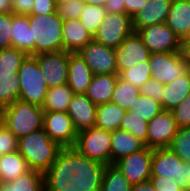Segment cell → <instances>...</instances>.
I'll use <instances>...</instances> for the list:
<instances>
[{"label":"cell","instance_id":"obj_1","mask_svg":"<svg viewBox=\"0 0 190 191\" xmlns=\"http://www.w3.org/2000/svg\"><path fill=\"white\" fill-rule=\"evenodd\" d=\"M105 168L74 147L62 148L44 173L45 191H100Z\"/></svg>","mask_w":190,"mask_h":191},{"label":"cell","instance_id":"obj_2","mask_svg":"<svg viewBox=\"0 0 190 191\" xmlns=\"http://www.w3.org/2000/svg\"><path fill=\"white\" fill-rule=\"evenodd\" d=\"M62 148L56 141L49 138L43 128L18 140V152L26 160L29 169L43 174L51 167Z\"/></svg>","mask_w":190,"mask_h":191},{"label":"cell","instance_id":"obj_3","mask_svg":"<svg viewBox=\"0 0 190 191\" xmlns=\"http://www.w3.org/2000/svg\"><path fill=\"white\" fill-rule=\"evenodd\" d=\"M32 33V55L63 50V20L56 13L27 15Z\"/></svg>","mask_w":190,"mask_h":191},{"label":"cell","instance_id":"obj_4","mask_svg":"<svg viewBox=\"0 0 190 191\" xmlns=\"http://www.w3.org/2000/svg\"><path fill=\"white\" fill-rule=\"evenodd\" d=\"M43 114L42 107L18 99L0 110V120L19 139L43 128Z\"/></svg>","mask_w":190,"mask_h":191},{"label":"cell","instance_id":"obj_5","mask_svg":"<svg viewBox=\"0 0 190 191\" xmlns=\"http://www.w3.org/2000/svg\"><path fill=\"white\" fill-rule=\"evenodd\" d=\"M20 81L19 100L42 107L48 87L34 55H28L17 73Z\"/></svg>","mask_w":190,"mask_h":191},{"label":"cell","instance_id":"obj_6","mask_svg":"<svg viewBox=\"0 0 190 191\" xmlns=\"http://www.w3.org/2000/svg\"><path fill=\"white\" fill-rule=\"evenodd\" d=\"M74 148L82 155L111 165V132L98 127L78 132Z\"/></svg>","mask_w":190,"mask_h":191},{"label":"cell","instance_id":"obj_7","mask_svg":"<svg viewBox=\"0 0 190 191\" xmlns=\"http://www.w3.org/2000/svg\"><path fill=\"white\" fill-rule=\"evenodd\" d=\"M134 32L132 18L125 13H106L94 40L115 49Z\"/></svg>","mask_w":190,"mask_h":191},{"label":"cell","instance_id":"obj_8","mask_svg":"<svg viewBox=\"0 0 190 191\" xmlns=\"http://www.w3.org/2000/svg\"><path fill=\"white\" fill-rule=\"evenodd\" d=\"M148 62L151 67V78L164 85L182 76L190 69L183 60L180 51L150 53Z\"/></svg>","mask_w":190,"mask_h":191},{"label":"cell","instance_id":"obj_9","mask_svg":"<svg viewBox=\"0 0 190 191\" xmlns=\"http://www.w3.org/2000/svg\"><path fill=\"white\" fill-rule=\"evenodd\" d=\"M78 54L94 75L117 74L115 50L92 39Z\"/></svg>","mask_w":190,"mask_h":191},{"label":"cell","instance_id":"obj_10","mask_svg":"<svg viewBox=\"0 0 190 191\" xmlns=\"http://www.w3.org/2000/svg\"><path fill=\"white\" fill-rule=\"evenodd\" d=\"M43 129L61 147H74L78 132L67 112H44Z\"/></svg>","mask_w":190,"mask_h":191},{"label":"cell","instance_id":"obj_11","mask_svg":"<svg viewBox=\"0 0 190 191\" xmlns=\"http://www.w3.org/2000/svg\"><path fill=\"white\" fill-rule=\"evenodd\" d=\"M150 53L180 51L181 40L166 23L144 27L136 32Z\"/></svg>","mask_w":190,"mask_h":191},{"label":"cell","instance_id":"obj_12","mask_svg":"<svg viewBox=\"0 0 190 191\" xmlns=\"http://www.w3.org/2000/svg\"><path fill=\"white\" fill-rule=\"evenodd\" d=\"M115 165L132 184L148 181L151 177L152 148L145 147L115 162Z\"/></svg>","mask_w":190,"mask_h":191},{"label":"cell","instance_id":"obj_13","mask_svg":"<svg viewBox=\"0 0 190 191\" xmlns=\"http://www.w3.org/2000/svg\"><path fill=\"white\" fill-rule=\"evenodd\" d=\"M69 55L64 50L34 55L48 88L67 83Z\"/></svg>","mask_w":190,"mask_h":191},{"label":"cell","instance_id":"obj_14","mask_svg":"<svg viewBox=\"0 0 190 191\" xmlns=\"http://www.w3.org/2000/svg\"><path fill=\"white\" fill-rule=\"evenodd\" d=\"M178 128L173 113L161 110L148 122L147 147L152 149L169 147Z\"/></svg>","mask_w":190,"mask_h":191},{"label":"cell","instance_id":"obj_15","mask_svg":"<svg viewBox=\"0 0 190 191\" xmlns=\"http://www.w3.org/2000/svg\"><path fill=\"white\" fill-rule=\"evenodd\" d=\"M117 74L132 68L141 62L148 61L149 49L144 45L140 36L133 32L115 49Z\"/></svg>","mask_w":190,"mask_h":191},{"label":"cell","instance_id":"obj_16","mask_svg":"<svg viewBox=\"0 0 190 191\" xmlns=\"http://www.w3.org/2000/svg\"><path fill=\"white\" fill-rule=\"evenodd\" d=\"M95 105L85 94H75L69 104L67 113L77 132L95 127Z\"/></svg>","mask_w":190,"mask_h":191},{"label":"cell","instance_id":"obj_17","mask_svg":"<svg viewBox=\"0 0 190 191\" xmlns=\"http://www.w3.org/2000/svg\"><path fill=\"white\" fill-rule=\"evenodd\" d=\"M172 0H148L145 7L132 17L134 32L144 27L165 23Z\"/></svg>","mask_w":190,"mask_h":191},{"label":"cell","instance_id":"obj_18","mask_svg":"<svg viewBox=\"0 0 190 191\" xmlns=\"http://www.w3.org/2000/svg\"><path fill=\"white\" fill-rule=\"evenodd\" d=\"M182 160L169 147L152 149L151 176L174 178L178 184L179 164Z\"/></svg>","mask_w":190,"mask_h":191},{"label":"cell","instance_id":"obj_19","mask_svg":"<svg viewBox=\"0 0 190 191\" xmlns=\"http://www.w3.org/2000/svg\"><path fill=\"white\" fill-rule=\"evenodd\" d=\"M93 75L78 53H70L67 84L74 94H85Z\"/></svg>","mask_w":190,"mask_h":191},{"label":"cell","instance_id":"obj_20","mask_svg":"<svg viewBox=\"0 0 190 191\" xmlns=\"http://www.w3.org/2000/svg\"><path fill=\"white\" fill-rule=\"evenodd\" d=\"M63 50L78 53L93 38L82 25L80 19L65 20L62 29Z\"/></svg>","mask_w":190,"mask_h":191},{"label":"cell","instance_id":"obj_21","mask_svg":"<svg viewBox=\"0 0 190 191\" xmlns=\"http://www.w3.org/2000/svg\"><path fill=\"white\" fill-rule=\"evenodd\" d=\"M165 23L180 40L184 39L190 31V0H172Z\"/></svg>","mask_w":190,"mask_h":191},{"label":"cell","instance_id":"obj_22","mask_svg":"<svg viewBox=\"0 0 190 191\" xmlns=\"http://www.w3.org/2000/svg\"><path fill=\"white\" fill-rule=\"evenodd\" d=\"M145 144L132 134L121 129L111 132V164L129 154L144 149Z\"/></svg>","mask_w":190,"mask_h":191},{"label":"cell","instance_id":"obj_23","mask_svg":"<svg viewBox=\"0 0 190 191\" xmlns=\"http://www.w3.org/2000/svg\"><path fill=\"white\" fill-rule=\"evenodd\" d=\"M119 75H93L85 95L95 104L111 102Z\"/></svg>","mask_w":190,"mask_h":191},{"label":"cell","instance_id":"obj_24","mask_svg":"<svg viewBox=\"0 0 190 191\" xmlns=\"http://www.w3.org/2000/svg\"><path fill=\"white\" fill-rule=\"evenodd\" d=\"M190 94V69L182 76L164 85L162 110H173Z\"/></svg>","mask_w":190,"mask_h":191},{"label":"cell","instance_id":"obj_25","mask_svg":"<svg viewBox=\"0 0 190 191\" xmlns=\"http://www.w3.org/2000/svg\"><path fill=\"white\" fill-rule=\"evenodd\" d=\"M126 110L113 102L97 105L95 126L109 132L120 128Z\"/></svg>","mask_w":190,"mask_h":191},{"label":"cell","instance_id":"obj_26","mask_svg":"<svg viewBox=\"0 0 190 191\" xmlns=\"http://www.w3.org/2000/svg\"><path fill=\"white\" fill-rule=\"evenodd\" d=\"M29 170L26 160L18 151L2 155L0 160V183L7 184Z\"/></svg>","mask_w":190,"mask_h":191},{"label":"cell","instance_id":"obj_27","mask_svg":"<svg viewBox=\"0 0 190 191\" xmlns=\"http://www.w3.org/2000/svg\"><path fill=\"white\" fill-rule=\"evenodd\" d=\"M28 16L14 15L12 22V47L32 55V33Z\"/></svg>","mask_w":190,"mask_h":191},{"label":"cell","instance_id":"obj_28","mask_svg":"<svg viewBox=\"0 0 190 191\" xmlns=\"http://www.w3.org/2000/svg\"><path fill=\"white\" fill-rule=\"evenodd\" d=\"M74 95V92L70 89L67 83L48 88L42 109L44 112H67Z\"/></svg>","mask_w":190,"mask_h":191},{"label":"cell","instance_id":"obj_29","mask_svg":"<svg viewBox=\"0 0 190 191\" xmlns=\"http://www.w3.org/2000/svg\"><path fill=\"white\" fill-rule=\"evenodd\" d=\"M27 56V53L14 47L0 49V78H11L17 75Z\"/></svg>","mask_w":190,"mask_h":191},{"label":"cell","instance_id":"obj_30","mask_svg":"<svg viewBox=\"0 0 190 191\" xmlns=\"http://www.w3.org/2000/svg\"><path fill=\"white\" fill-rule=\"evenodd\" d=\"M140 95L139 88L123 80L120 76L113 91L111 102L128 111Z\"/></svg>","mask_w":190,"mask_h":191},{"label":"cell","instance_id":"obj_31","mask_svg":"<svg viewBox=\"0 0 190 191\" xmlns=\"http://www.w3.org/2000/svg\"><path fill=\"white\" fill-rule=\"evenodd\" d=\"M132 184L113 164L106 165L100 191H131Z\"/></svg>","mask_w":190,"mask_h":191},{"label":"cell","instance_id":"obj_32","mask_svg":"<svg viewBox=\"0 0 190 191\" xmlns=\"http://www.w3.org/2000/svg\"><path fill=\"white\" fill-rule=\"evenodd\" d=\"M148 121L142 119L136 113L128 110L121 121L120 128L123 131H127L135 138L142 141L147 147V135H148Z\"/></svg>","mask_w":190,"mask_h":191},{"label":"cell","instance_id":"obj_33","mask_svg":"<svg viewBox=\"0 0 190 191\" xmlns=\"http://www.w3.org/2000/svg\"><path fill=\"white\" fill-rule=\"evenodd\" d=\"M7 184L13 191H45L44 174L36 170H29Z\"/></svg>","mask_w":190,"mask_h":191},{"label":"cell","instance_id":"obj_34","mask_svg":"<svg viewBox=\"0 0 190 191\" xmlns=\"http://www.w3.org/2000/svg\"><path fill=\"white\" fill-rule=\"evenodd\" d=\"M105 15L106 10L103 7L85 4L80 21L92 38L96 35Z\"/></svg>","mask_w":190,"mask_h":191},{"label":"cell","instance_id":"obj_35","mask_svg":"<svg viewBox=\"0 0 190 191\" xmlns=\"http://www.w3.org/2000/svg\"><path fill=\"white\" fill-rule=\"evenodd\" d=\"M20 81L17 75L0 78V110L19 99Z\"/></svg>","mask_w":190,"mask_h":191},{"label":"cell","instance_id":"obj_36","mask_svg":"<svg viewBox=\"0 0 190 191\" xmlns=\"http://www.w3.org/2000/svg\"><path fill=\"white\" fill-rule=\"evenodd\" d=\"M169 148L182 161L190 163V126L178 128V132L173 137Z\"/></svg>","mask_w":190,"mask_h":191},{"label":"cell","instance_id":"obj_37","mask_svg":"<svg viewBox=\"0 0 190 191\" xmlns=\"http://www.w3.org/2000/svg\"><path fill=\"white\" fill-rule=\"evenodd\" d=\"M151 67L148 61L141 62L132 68L124 70L119 76L139 88L151 78Z\"/></svg>","mask_w":190,"mask_h":191},{"label":"cell","instance_id":"obj_38","mask_svg":"<svg viewBox=\"0 0 190 191\" xmlns=\"http://www.w3.org/2000/svg\"><path fill=\"white\" fill-rule=\"evenodd\" d=\"M162 110L161 104L152 98L139 95L130 111L148 122Z\"/></svg>","mask_w":190,"mask_h":191},{"label":"cell","instance_id":"obj_39","mask_svg":"<svg viewBox=\"0 0 190 191\" xmlns=\"http://www.w3.org/2000/svg\"><path fill=\"white\" fill-rule=\"evenodd\" d=\"M85 2L83 0H68L57 3V14L65 20L80 19L84 9Z\"/></svg>","mask_w":190,"mask_h":191},{"label":"cell","instance_id":"obj_40","mask_svg":"<svg viewBox=\"0 0 190 191\" xmlns=\"http://www.w3.org/2000/svg\"><path fill=\"white\" fill-rule=\"evenodd\" d=\"M18 140L0 120V155L18 151Z\"/></svg>","mask_w":190,"mask_h":191},{"label":"cell","instance_id":"obj_41","mask_svg":"<svg viewBox=\"0 0 190 191\" xmlns=\"http://www.w3.org/2000/svg\"><path fill=\"white\" fill-rule=\"evenodd\" d=\"M12 22V13L0 14V49L12 47Z\"/></svg>","mask_w":190,"mask_h":191},{"label":"cell","instance_id":"obj_42","mask_svg":"<svg viewBox=\"0 0 190 191\" xmlns=\"http://www.w3.org/2000/svg\"><path fill=\"white\" fill-rule=\"evenodd\" d=\"M140 95L152 98L161 104L162 107V96L164 93V84L150 78L140 87Z\"/></svg>","mask_w":190,"mask_h":191},{"label":"cell","instance_id":"obj_43","mask_svg":"<svg viewBox=\"0 0 190 191\" xmlns=\"http://www.w3.org/2000/svg\"><path fill=\"white\" fill-rule=\"evenodd\" d=\"M178 127L190 126V94L173 110H171Z\"/></svg>","mask_w":190,"mask_h":191},{"label":"cell","instance_id":"obj_44","mask_svg":"<svg viewBox=\"0 0 190 191\" xmlns=\"http://www.w3.org/2000/svg\"><path fill=\"white\" fill-rule=\"evenodd\" d=\"M149 180L156 191H184L172 177L151 176Z\"/></svg>","mask_w":190,"mask_h":191},{"label":"cell","instance_id":"obj_45","mask_svg":"<svg viewBox=\"0 0 190 191\" xmlns=\"http://www.w3.org/2000/svg\"><path fill=\"white\" fill-rule=\"evenodd\" d=\"M57 4L55 0H35L30 15H47L56 13Z\"/></svg>","mask_w":190,"mask_h":191},{"label":"cell","instance_id":"obj_46","mask_svg":"<svg viewBox=\"0 0 190 191\" xmlns=\"http://www.w3.org/2000/svg\"><path fill=\"white\" fill-rule=\"evenodd\" d=\"M35 0H12V14L27 16L32 13Z\"/></svg>","mask_w":190,"mask_h":191},{"label":"cell","instance_id":"obj_47","mask_svg":"<svg viewBox=\"0 0 190 191\" xmlns=\"http://www.w3.org/2000/svg\"><path fill=\"white\" fill-rule=\"evenodd\" d=\"M178 184L184 191L190 187V163L182 161L179 164Z\"/></svg>","mask_w":190,"mask_h":191},{"label":"cell","instance_id":"obj_48","mask_svg":"<svg viewBox=\"0 0 190 191\" xmlns=\"http://www.w3.org/2000/svg\"><path fill=\"white\" fill-rule=\"evenodd\" d=\"M148 0H125V14H128L131 18L142 10Z\"/></svg>","mask_w":190,"mask_h":191},{"label":"cell","instance_id":"obj_49","mask_svg":"<svg viewBox=\"0 0 190 191\" xmlns=\"http://www.w3.org/2000/svg\"><path fill=\"white\" fill-rule=\"evenodd\" d=\"M103 8L106 13H125V0H108Z\"/></svg>","mask_w":190,"mask_h":191},{"label":"cell","instance_id":"obj_50","mask_svg":"<svg viewBox=\"0 0 190 191\" xmlns=\"http://www.w3.org/2000/svg\"><path fill=\"white\" fill-rule=\"evenodd\" d=\"M180 53L190 68V41H181Z\"/></svg>","mask_w":190,"mask_h":191},{"label":"cell","instance_id":"obj_51","mask_svg":"<svg viewBox=\"0 0 190 191\" xmlns=\"http://www.w3.org/2000/svg\"><path fill=\"white\" fill-rule=\"evenodd\" d=\"M131 191H156L150 180L132 185Z\"/></svg>","mask_w":190,"mask_h":191},{"label":"cell","instance_id":"obj_52","mask_svg":"<svg viewBox=\"0 0 190 191\" xmlns=\"http://www.w3.org/2000/svg\"><path fill=\"white\" fill-rule=\"evenodd\" d=\"M12 13V0H0V14Z\"/></svg>","mask_w":190,"mask_h":191},{"label":"cell","instance_id":"obj_53","mask_svg":"<svg viewBox=\"0 0 190 191\" xmlns=\"http://www.w3.org/2000/svg\"><path fill=\"white\" fill-rule=\"evenodd\" d=\"M86 4L103 7L108 0H83Z\"/></svg>","mask_w":190,"mask_h":191},{"label":"cell","instance_id":"obj_54","mask_svg":"<svg viewBox=\"0 0 190 191\" xmlns=\"http://www.w3.org/2000/svg\"><path fill=\"white\" fill-rule=\"evenodd\" d=\"M0 191H13V189L8 184L0 183Z\"/></svg>","mask_w":190,"mask_h":191},{"label":"cell","instance_id":"obj_55","mask_svg":"<svg viewBox=\"0 0 190 191\" xmlns=\"http://www.w3.org/2000/svg\"><path fill=\"white\" fill-rule=\"evenodd\" d=\"M181 41H190V31L188 32L186 37L184 39H182Z\"/></svg>","mask_w":190,"mask_h":191},{"label":"cell","instance_id":"obj_56","mask_svg":"<svg viewBox=\"0 0 190 191\" xmlns=\"http://www.w3.org/2000/svg\"><path fill=\"white\" fill-rule=\"evenodd\" d=\"M56 1V4L57 3H60V2H63V1H68V0H55Z\"/></svg>","mask_w":190,"mask_h":191}]
</instances>
